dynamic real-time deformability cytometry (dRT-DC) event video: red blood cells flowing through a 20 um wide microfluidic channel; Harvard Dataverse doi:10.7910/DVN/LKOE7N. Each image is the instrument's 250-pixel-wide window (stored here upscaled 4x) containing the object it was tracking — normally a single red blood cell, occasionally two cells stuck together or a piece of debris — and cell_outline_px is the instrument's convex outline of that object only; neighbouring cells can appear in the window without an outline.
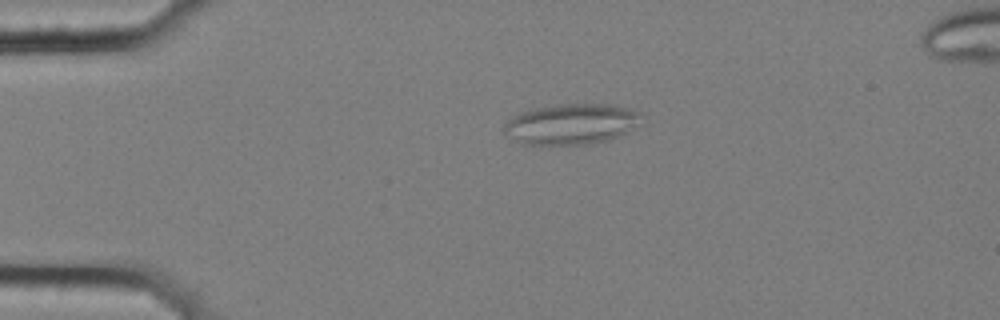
{"species": "common noctule bat (a hibernating species)", "species_latin": "Nyctalus noctula", "temperature_condition": "cold", "stored_images_in_passage": 6, "camera_frame_rate_fps": 3000, "um_per_image_px": 0.085, "animal": {"sex": "female", "body_mass_g": 25.1}, "frame": {"image": 1, "passage_image": 4, "time_ms": 1.0, "image_size_px": [1000, 320], "cell_outline_px": [[648, 120], [644, 124], [628, 132], [604, 140], [588, 144], [524, 144], [504, 136], [504, 124], [508, 120], [520, 112], [536, 108], [560, 104], [612, 104], [628, 108], [640, 112]], "centroid_in_image_um": [48.64, 10.53], "position_along_channel_um": 36.4, "area_um2": 32.89}}